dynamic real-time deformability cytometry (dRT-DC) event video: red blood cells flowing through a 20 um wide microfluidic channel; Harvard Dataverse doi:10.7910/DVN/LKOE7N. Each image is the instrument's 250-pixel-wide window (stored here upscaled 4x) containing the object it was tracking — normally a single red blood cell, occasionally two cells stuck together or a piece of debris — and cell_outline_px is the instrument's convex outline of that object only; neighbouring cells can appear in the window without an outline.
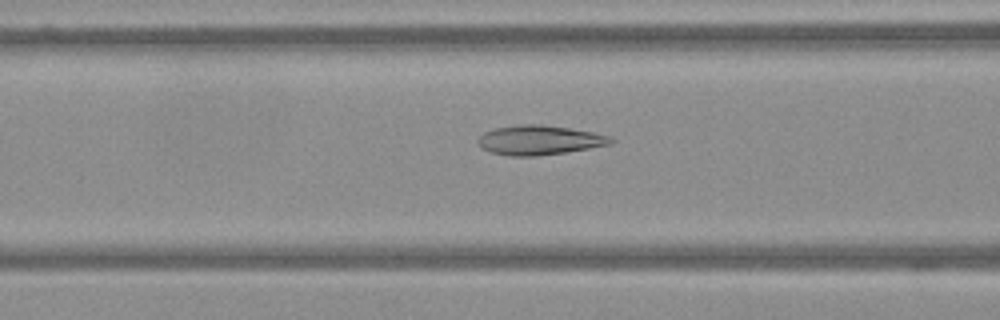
{"species": "Egyptian fruit bat (a non-hibernating species)", "species_latin": "Rousettus aegyptiacus", "temperature_condition": "warm", "stored_images_in_passage": 64, "camera_frame_rate_fps": 3000, "um_per_image_px": 0.085, "frame": {"image": 1, "passage_image": 27, "time_ms": 8.667, "image_size_px": [1000, 320], "cell_outline_px": [[616, 140], [612, 144], [564, 152], [536, 156], [508, 156], [492, 152], [480, 148], [476, 140], [484, 132], [492, 128], [520, 124], [540, 124], [568, 128], [592, 132], [612, 136]], "centroid_in_image_um": [45.82, 11.9], "position_along_channel_um": 120.8, "area_um2": 22.95}}
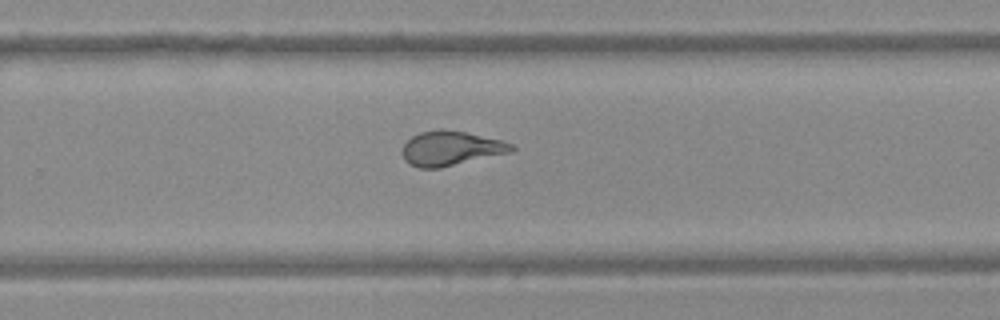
{"frame": {"image": 2, "passage_image": 43, "time_ms": 14.0, "image_size_px": [1000, 320], "cell_outline_px": [[516, 148], [512, 152], [440, 168], [420, 168], [408, 164], [404, 160], [404, 144], [412, 136], [420, 132], [440, 128], [444, 128], [468, 132], [500, 140], [512, 144]], "centroid_in_image_um": [38.33, 12.6], "position_along_channel_um": 291.5, "area_um2": 22.08}}
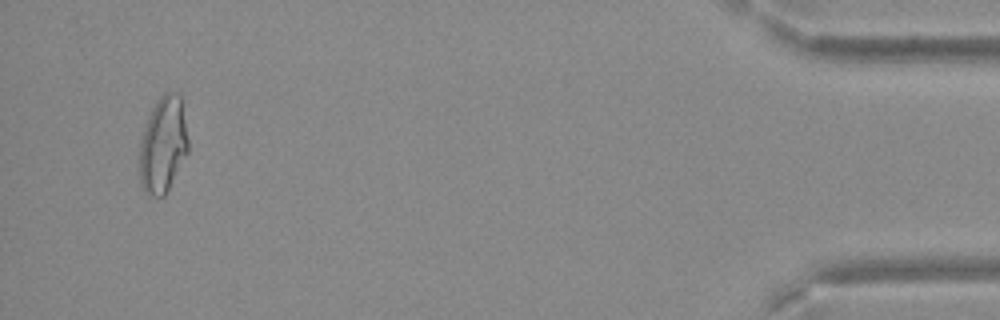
{"frame": {"image": 3, "passage_image": 62, "time_ms": 20.333, "image_size_px": [1000, 320], "cell_outline_px": [[188, 152], [164, 196], [152, 196], [144, 192], [140, 184], [140, 140], [148, 116], [156, 100], [164, 92], [176, 92], [180, 96], [188, 140]], "centroid_in_image_um": [13.84, 12.3], "position_along_channel_um": 421.4, "area_um2": 27.11}}